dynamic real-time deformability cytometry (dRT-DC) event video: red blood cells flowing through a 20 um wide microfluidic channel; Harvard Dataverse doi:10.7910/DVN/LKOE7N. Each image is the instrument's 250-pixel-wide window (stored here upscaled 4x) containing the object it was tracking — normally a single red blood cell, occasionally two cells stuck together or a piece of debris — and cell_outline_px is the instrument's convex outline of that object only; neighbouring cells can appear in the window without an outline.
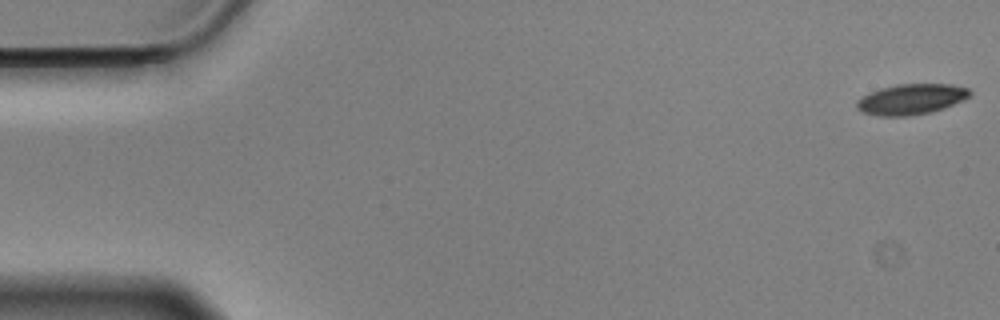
{"species": "Egyptian fruit bat (a non-hibernating species)", "species_latin": "Rousettus aegyptiacus", "temperature_condition": "cold", "stored_images_in_passage": 57, "camera_frame_rate_fps": 3000, "um_per_image_px": 0.085, "animal": {"sex": "male"}, "frame": {"image": 1, "passage_image": 1, "time_ms": 0.0, "image_size_px": [1000, 320], "cell_outline_px": [[972, 92], [964, 100], [944, 108], [932, 112], [908, 116], [880, 116], [864, 112], [856, 108], [856, 100], [860, 96], [880, 88], [896, 84], [952, 84], [968, 88]], "centroid_in_image_um": [77.44, 8.43], "position_along_channel_um": 7.6, "area_um2": 20.29}}
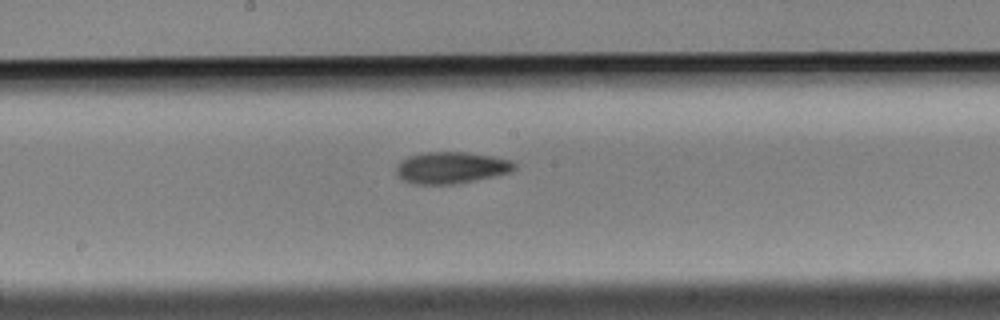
{"frame": {"image": 2, "passage_image": 30, "time_ms": 9.667, "image_size_px": [1000, 320], "cell_outline_px": [[516, 168], [512, 172], [476, 180], [456, 184], [412, 184], [400, 180], [396, 176], [396, 164], [400, 160], [408, 156], [428, 152], [464, 152], [492, 156], [508, 160], [516, 164]], "centroid_in_image_um": [38.29, 14.27], "position_along_channel_um": 209.9, "area_um2": 22.02}}
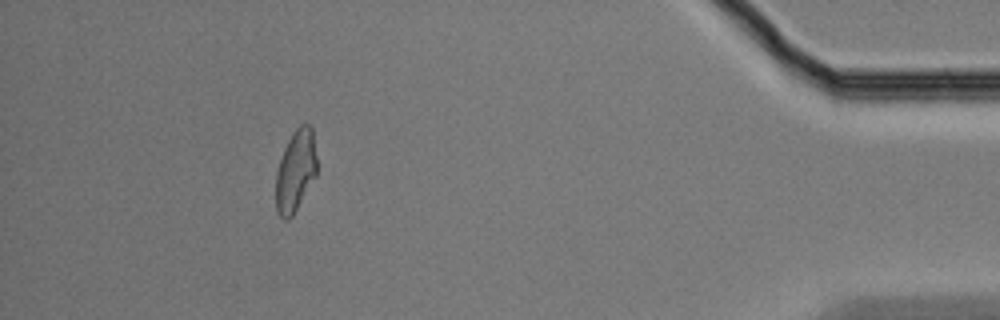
{"frame": {"image": 3, "passage_image": 52, "time_ms": 17.0, "image_size_px": [1000, 320], "cell_outline_px": [[316, 176], [292, 216], [288, 220], [284, 220], [276, 212], [276, 172], [284, 148], [292, 132], [300, 124], [308, 124], [312, 128], [316, 156]], "centroid_in_image_um": [25.11, 14.53], "position_along_channel_um": 410.1, "area_um2": 19.48}, "authors_computed_cell_mechanics": {"area_um2": 20.6924, "velocity_mm_per_s": 3.5094, "shape_relaxation_time_tau1_ms": 5.5573, "shape_relaxation_time_tau2_ms": 6.3022, "deformation_change_tau1": 0.1468, "deformation_change_tau2": 0.1197}}